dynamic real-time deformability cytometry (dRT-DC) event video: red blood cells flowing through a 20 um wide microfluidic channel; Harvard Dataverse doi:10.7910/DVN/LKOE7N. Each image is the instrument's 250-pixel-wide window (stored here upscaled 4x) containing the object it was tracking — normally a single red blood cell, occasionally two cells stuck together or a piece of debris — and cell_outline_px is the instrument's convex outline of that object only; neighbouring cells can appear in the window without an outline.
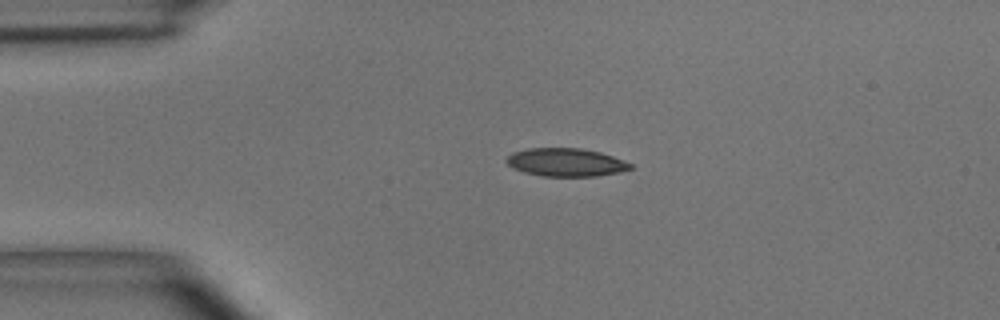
{"species": "common noctule bat (a hibernating species)", "species_latin": "Nyctalus noctula", "temperature_condition": "room temperature", "stored_images_in_passage": 21, "camera_frame_rate_fps": 3000, "um_per_image_px": 0.085, "animal": {"sex": "male", "body_mass_g": 15.6}, "frame": {"image": 1, "passage_image": 1, "time_ms": 0.0, "image_size_px": [1000, 320], "cell_outline_px": [[632, 168], [620, 172], [596, 176], [544, 176], [524, 172], [512, 168], [504, 160], [512, 152], [528, 148], [580, 148], [600, 152], [612, 156], [632, 164]], "centroid_in_image_um": [48.07, 13.79], "position_along_channel_um": 36.9, "area_um2": 20.29}}
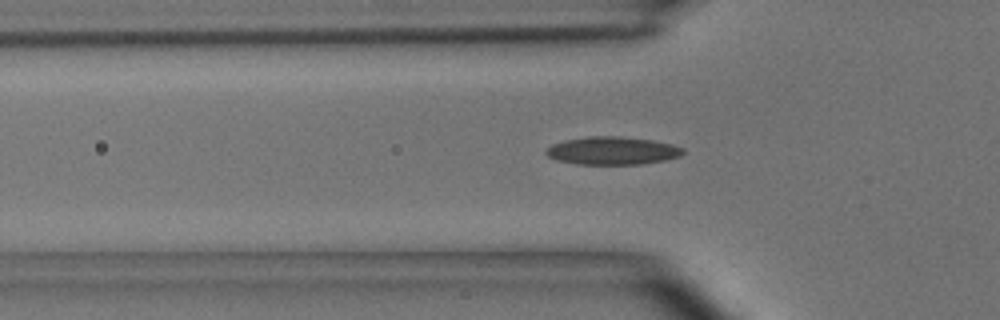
{"frame": {"image": 2, "passage_image": 6, "time_ms": 1.667, "image_size_px": [1000, 320], "cell_outline_px": [[684, 152], [680, 156], [664, 160], [640, 164], [576, 164], [556, 160], [548, 156], [544, 152], [552, 144], [564, 140], [588, 136], [620, 136], [652, 140], [672, 144], [684, 148]], "centroid_in_image_um": [52.04, 12.8], "position_along_channel_um": 73.8, "area_um2": 22.31}}
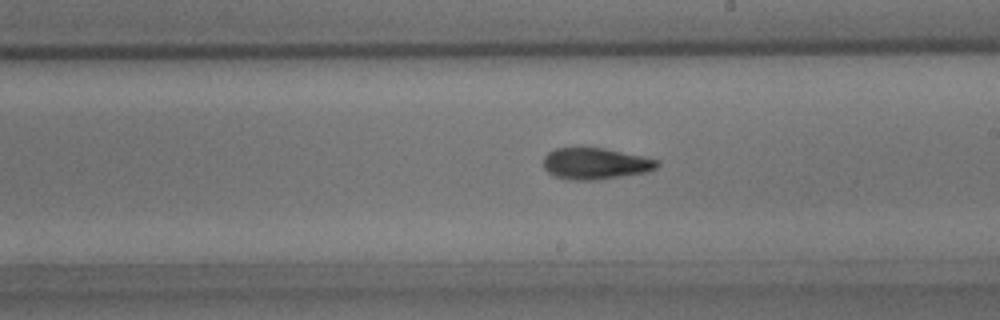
{"frame": {"image": 3, "passage_image": 18, "time_ms": 5.667, "image_size_px": [1000, 320], "cell_outline_px": [[660, 164], [656, 168], [648, 172], [592, 180], [568, 180], [552, 176], [544, 168], [544, 156], [548, 152], [556, 148], [604, 148], [660, 160]], "centroid_in_image_um": [50.6, 13.91], "position_along_channel_um": 238.4, "area_um2": 20.81}}